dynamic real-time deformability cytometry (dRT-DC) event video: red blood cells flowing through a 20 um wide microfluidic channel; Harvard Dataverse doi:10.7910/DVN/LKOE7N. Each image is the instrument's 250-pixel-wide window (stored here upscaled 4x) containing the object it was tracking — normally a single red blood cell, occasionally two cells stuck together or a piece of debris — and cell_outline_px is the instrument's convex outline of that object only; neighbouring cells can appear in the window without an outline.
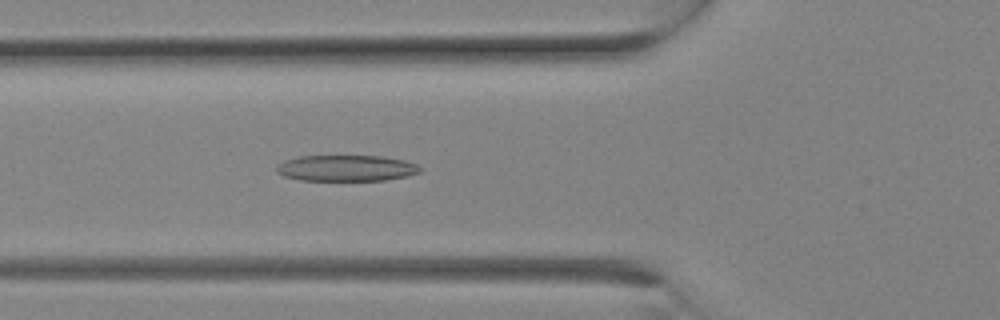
{"species": "Egyptian fruit bat (a non-hibernating species)", "species_latin": "Rousettus aegyptiacus", "temperature_condition": "room temperature", "stored_images_in_passage": 8, "camera_frame_rate_fps": 3000, "um_per_image_px": 0.085, "animal": {"sex": "female"}, "frame": {"image": 1, "passage_image": 8, "time_ms": 2.333, "image_size_px": [1000, 320], "cell_outline_px": [[420, 172], [408, 176], [384, 180], [300, 180], [284, 176], [276, 172], [276, 164], [284, 160], [300, 156], [384, 156], [404, 160], [416, 164], [420, 168]], "centroid_in_image_um": [29.4, 14.29], "position_along_channel_um": 96.4, "area_um2": 21.85}}